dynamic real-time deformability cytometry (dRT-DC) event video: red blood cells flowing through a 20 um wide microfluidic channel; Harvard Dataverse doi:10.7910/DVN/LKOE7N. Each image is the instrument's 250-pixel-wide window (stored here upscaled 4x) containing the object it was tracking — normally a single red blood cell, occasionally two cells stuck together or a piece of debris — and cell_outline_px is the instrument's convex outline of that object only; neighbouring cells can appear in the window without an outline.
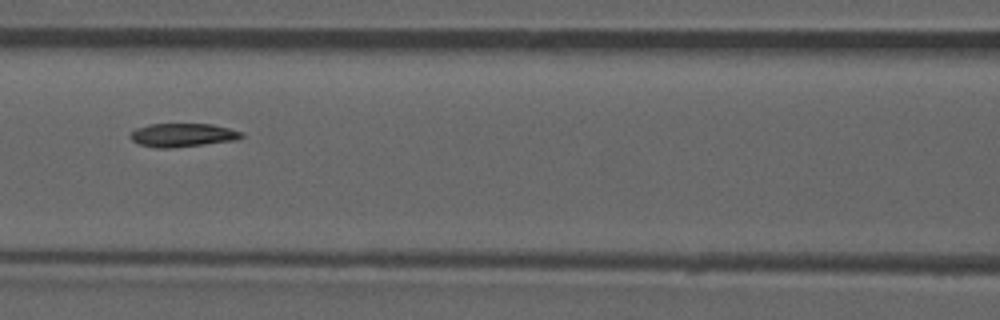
{"species": "common noctule bat (a hibernating species)", "species_latin": "Nyctalus noctula", "temperature_condition": "room temperature", "stored_images_in_passage": 52, "camera_frame_rate_fps": 3000, "um_per_image_px": 0.085, "animal": {"sex": "male", "forearm_length_mm": 52.5}, "frame": {"image": 1, "passage_image": 23, "time_ms": 7.333, "image_size_px": [1000, 320], "cell_outline_px": [[244, 136], [236, 140], [204, 144], [168, 148], [156, 148], [140, 144], [132, 140], [128, 136], [136, 128], [148, 124], [212, 124], [244, 132]], "centroid_in_image_um": [15.52, 11.47], "position_along_channel_um": 151.1, "area_um2": 15.2}, "authors_computed_cell_mechanics": {"area_um2": 15.6927, "velocity_mm_per_s": 3.9027, "shape_relaxation_time_tau1_ms": null, "shape_relaxation_time_tau2_ms": 8.252, "deformation_change_tau1": null, "deformation_change_tau2": 0.13}}